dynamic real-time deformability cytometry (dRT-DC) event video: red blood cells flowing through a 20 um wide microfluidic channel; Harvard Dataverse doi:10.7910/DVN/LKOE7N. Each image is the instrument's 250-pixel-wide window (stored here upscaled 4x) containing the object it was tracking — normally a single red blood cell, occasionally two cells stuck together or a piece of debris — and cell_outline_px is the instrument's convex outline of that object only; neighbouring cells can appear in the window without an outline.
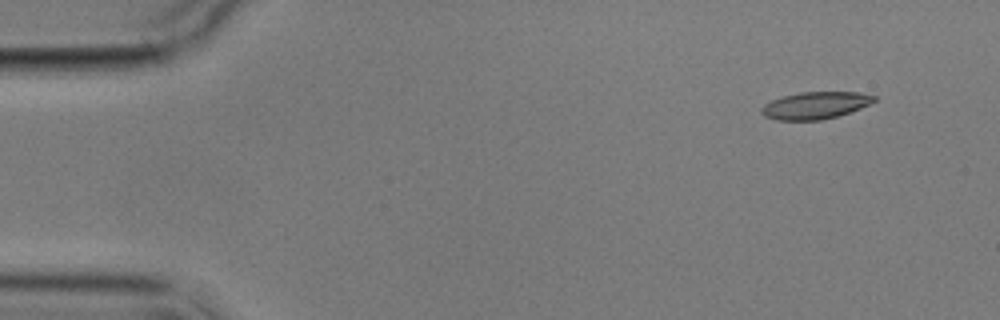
{"species": "common noctule bat (a hibernating species)", "species_latin": "Nyctalus noctula", "temperature_condition": "cold", "stored_images_in_passage": 2, "segment_of_instrument_passage": [2, 2], "camera_frame_rate_fps": 3000, "um_per_image_px": 0.085, "animal": {"sex": "male", "body_mass_g": 17.9}, "frame": {"image": 1, "passage_image": 2, "time_ms": 1.667, "image_size_px": [1000, 320], "cell_outline_px": [[876, 100], [860, 108], [836, 116], [820, 120], [776, 120], [764, 116], [760, 112], [760, 108], [764, 104], [772, 100], [784, 96], [800, 92], [856, 92], [876, 96]], "centroid_in_image_um": [69.25, 8.96], "position_along_channel_um": 15.7, "area_um2": 17.63}}